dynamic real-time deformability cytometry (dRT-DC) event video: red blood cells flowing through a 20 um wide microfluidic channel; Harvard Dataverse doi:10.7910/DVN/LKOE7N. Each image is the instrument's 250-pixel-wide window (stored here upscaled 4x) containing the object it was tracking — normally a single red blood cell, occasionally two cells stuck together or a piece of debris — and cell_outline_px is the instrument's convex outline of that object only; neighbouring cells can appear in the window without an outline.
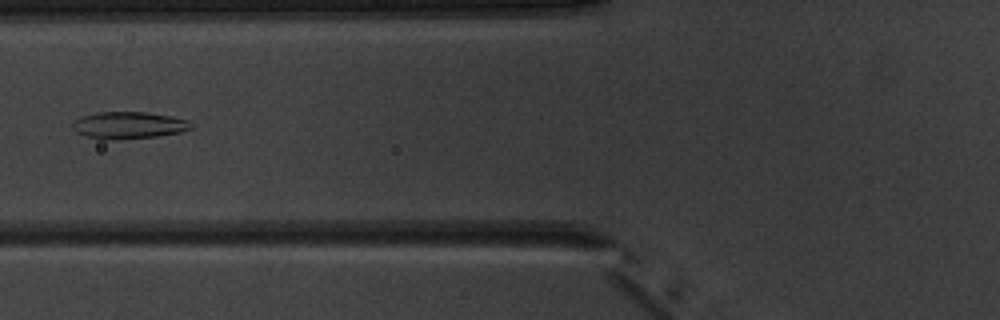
{"species": "common noctule bat (a hibernating species)", "species_latin": "Nyctalus noctula", "temperature_condition": "warm", "stored_images_in_passage": 6, "camera_frame_rate_fps": 3000, "um_per_image_px": 0.085, "animal": {"sex": "male", "body_mass_g": 20.1, "forearm_length_mm": 53.5}, "frame": {"image": 1, "passage_image": 6, "time_ms": 6.667, "image_size_px": [1000, 320], "cell_outline_px": [[192, 128], [180, 132], [156, 136], [116, 140], [104, 140], [84, 136], [76, 132], [72, 128], [72, 124], [80, 116], [96, 112], [144, 112], [172, 116], [188, 120], [192, 124]], "centroid_in_image_um": [10.9, 10.65], "position_along_channel_um": 114.9, "area_um2": 18.79}}